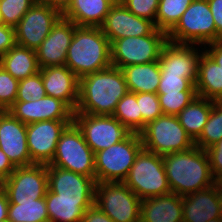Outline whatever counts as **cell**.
Here are the masks:
<instances>
[{
    "label": "cell",
    "mask_w": 222,
    "mask_h": 222,
    "mask_svg": "<svg viewBox=\"0 0 222 222\" xmlns=\"http://www.w3.org/2000/svg\"><path fill=\"white\" fill-rule=\"evenodd\" d=\"M142 114V129L151 121L163 115L157 93H135Z\"/></svg>",
    "instance_id": "obj_38"
},
{
    "label": "cell",
    "mask_w": 222,
    "mask_h": 222,
    "mask_svg": "<svg viewBox=\"0 0 222 222\" xmlns=\"http://www.w3.org/2000/svg\"><path fill=\"white\" fill-rule=\"evenodd\" d=\"M110 8L105 0H73L63 17L76 26L100 27Z\"/></svg>",
    "instance_id": "obj_25"
},
{
    "label": "cell",
    "mask_w": 222,
    "mask_h": 222,
    "mask_svg": "<svg viewBox=\"0 0 222 222\" xmlns=\"http://www.w3.org/2000/svg\"><path fill=\"white\" fill-rule=\"evenodd\" d=\"M206 45H208V47ZM206 45L201 49H205L204 51L222 68V39Z\"/></svg>",
    "instance_id": "obj_45"
},
{
    "label": "cell",
    "mask_w": 222,
    "mask_h": 222,
    "mask_svg": "<svg viewBox=\"0 0 222 222\" xmlns=\"http://www.w3.org/2000/svg\"><path fill=\"white\" fill-rule=\"evenodd\" d=\"M143 149L164 156L195 146L175 115H161L139 132Z\"/></svg>",
    "instance_id": "obj_5"
},
{
    "label": "cell",
    "mask_w": 222,
    "mask_h": 222,
    "mask_svg": "<svg viewBox=\"0 0 222 222\" xmlns=\"http://www.w3.org/2000/svg\"><path fill=\"white\" fill-rule=\"evenodd\" d=\"M216 27V41L222 39V0H207Z\"/></svg>",
    "instance_id": "obj_43"
},
{
    "label": "cell",
    "mask_w": 222,
    "mask_h": 222,
    "mask_svg": "<svg viewBox=\"0 0 222 222\" xmlns=\"http://www.w3.org/2000/svg\"><path fill=\"white\" fill-rule=\"evenodd\" d=\"M222 139V104L213 100V108L195 146L206 150Z\"/></svg>",
    "instance_id": "obj_33"
},
{
    "label": "cell",
    "mask_w": 222,
    "mask_h": 222,
    "mask_svg": "<svg viewBox=\"0 0 222 222\" xmlns=\"http://www.w3.org/2000/svg\"><path fill=\"white\" fill-rule=\"evenodd\" d=\"M16 45L15 28L0 25V58Z\"/></svg>",
    "instance_id": "obj_42"
},
{
    "label": "cell",
    "mask_w": 222,
    "mask_h": 222,
    "mask_svg": "<svg viewBox=\"0 0 222 222\" xmlns=\"http://www.w3.org/2000/svg\"><path fill=\"white\" fill-rule=\"evenodd\" d=\"M46 94L64 101L74 112L79 99V78L65 65L40 68Z\"/></svg>",
    "instance_id": "obj_22"
},
{
    "label": "cell",
    "mask_w": 222,
    "mask_h": 222,
    "mask_svg": "<svg viewBox=\"0 0 222 222\" xmlns=\"http://www.w3.org/2000/svg\"><path fill=\"white\" fill-rule=\"evenodd\" d=\"M0 149L15 167L35 164L29 155L26 124L0 111Z\"/></svg>",
    "instance_id": "obj_18"
},
{
    "label": "cell",
    "mask_w": 222,
    "mask_h": 222,
    "mask_svg": "<svg viewBox=\"0 0 222 222\" xmlns=\"http://www.w3.org/2000/svg\"><path fill=\"white\" fill-rule=\"evenodd\" d=\"M128 92L132 93H157L161 69L159 61L136 64L123 67Z\"/></svg>",
    "instance_id": "obj_24"
},
{
    "label": "cell",
    "mask_w": 222,
    "mask_h": 222,
    "mask_svg": "<svg viewBox=\"0 0 222 222\" xmlns=\"http://www.w3.org/2000/svg\"><path fill=\"white\" fill-rule=\"evenodd\" d=\"M46 95L47 94L43 86L42 75L40 72L31 77L19 80L16 101H36Z\"/></svg>",
    "instance_id": "obj_36"
},
{
    "label": "cell",
    "mask_w": 222,
    "mask_h": 222,
    "mask_svg": "<svg viewBox=\"0 0 222 222\" xmlns=\"http://www.w3.org/2000/svg\"><path fill=\"white\" fill-rule=\"evenodd\" d=\"M160 0H123V5L137 17L148 19L155 23Z\"/></svg>",
    "instance_id": "obj_40"
},
{
    "label": "cell",
    "mask_w": 222,
    "mask_h": 222,
    "mask_svg": "<svg viewBox=\"0 0 222 222\" xmlns=\"http://www.w3.org/2000/svg\"><path fill=\"white\" fill-rule=\"evenodd\" d=\"M182 91H196L195 85L182 75L161 74L157 94H173Z\"/></svg>",
    "instance_id": "obj_39"
},
{
    "label": "cell",
    "mask_w": 222,
    "mask_h": 222,
    "mask_svg": "<svg viewBox=\"0 0 222 222\" xmlns=\"http://www.w3.org/2000/svg\"><path fill=\"white\" fill-rule=\"evenodd\" d=\"M128 92L123 71L109 67L79 79V99L74 113L113 115Z\"/></svg>",
    "instance_id": "obj_1"
},
{
    "label": "cell",
    "mask_w": 222,
    "mask_h": 222,
    "mask_svg": "<svg viewBox=\"0 0 222 222\" xmlns=\"http://www.w3.org/2000/svg\"><path fill=\"white\" fill-rule=\"evenodd\" d=\"M76 25L63 16L53 26L48 36L36 49L40 68L65 65Z\"/></svg>",
    "instance_id": "obj_20"
},
{
    "label": "cell",
    "mask_w": 222,
    "mask_h": 222,
    "mask_svg": "<svg viewBox=\"0 0 222 222\" xmlns=\"http://www.w3.org/2000/svg\"><path fill=\"white\" fill-rule=\"evenodd\" d=\"M112 116L131 132L139 133L142 130V114L139 113V103L135 93L127 92L117 103Z\"/></svg>",
    "instance_id": "obj_32"
},
{
    "label": "cell",
    "mask_w": 222,
    "mask_h": 222,
    "mask_svg": "<svg viewBox=\"0 0 222 222\" xmlns=\"http://www.w3.org/2000/svg\"><path fill=\"white\" fill-rule=\"evenodd\" d=\"M7 111L24 124L74 119V111L64 101L48 95L36 101H15Z\"/></svg>",
    "instance_id": "obj_17"
},
{
    "label": "cell",
    "mask_w": 222,
    "mask_h": 222,
    "mask_svg": "<svg viewBox=\"0 0 222 222\" xmlns=\"http://www.w3.org/2000/svg\"><path fill=\"white\" fill-rule=\"evenodd\" d=\"M168 42L167 33L156 29L141 37H124L110 44L111 64L123 67L158 61L163 46Z\"/></svg>",
    "instance_id": "obj_9"
},
{
    "label": "cell",
    "mask_w": 222,
    "mask_h": 222,
    "mask_svg": "<svg viewBox=\"0 0 222 222\" xmlns=\"http://www.w3.org/2000/svg\"><path fill=\"white\" fill-rule=\"evenodd\" d=\"M140 222H183L182 196L171 192L143 199Z\"/></svg>",
    "instance_id": "obj_23"
},
{
    "label": "cell",
    "mask_w": 222,
    "mask_h": 222,
    "mask_svg": "<svg viewBox=\"0 0 222 222\" xmlns=\"http://www.w3.org/2000/svg\"><path fill=\"white\" fill-rule=\"evenodd\" d=\"M141 200L171 193L162 156L142 149L123 181Z\"/></svg>",
    "instance_id": "obj_6"
},
{
    "label": "cell",
    "mask_w": 222,
    "mask_h": 222,
    "mask_svg": "<svg viewBox=\"0 0 222 222\" xmlns=\"http://www.w3.org/2000/svg\"><path fill=\"white\" fill-rule=\"evenodd\" d=\"M217 102H219L220 104H222V95H221V97L217 100Z\"/></svg>",
    "instance_id": "obj_52"
},
{
    "label": "cell",
    "mask_w": 222,
    "mask_h": 222,
    "mask_svg": "<svg viewBox=\"0 0 222 222\" xmlns=\"http://www.w3.org/2000/svg\"><path fill=\"white\" fill-rule=\"evenodd\" d=\"M171 192L179 196L195 193L215 184L206 150L192 147L162 156Z\"/></svg>",
    "instance_id": "obj_2"
},
{
    "label": "cell",
    "mask_w": 222,
    "mask_h": 222,
    "mask_svg": "<svg viewBox=\"0 0 222 222\" xmlns=\"http://www.w3.org/2000/svg\"><path fill=\"white\" fill-rule=\"evenodd\" d=\"M81 222H114L96 204L89 207L83 215Z\"/></svg>",
    "instance_id": "obj_44"
},
{
    "label": "cell",
    "mask_w": 222,
    "mask_h": 222,
    "mask_svg": "<svg viewBox=\"0 0 222 222\" xmlns=\"http://www.w3.org/2000/svg\"><path fill=\"white\" fill-rule=\"evenodd\" d=\"M0 222H11V221L8 220V219H5V220H2V221H0Z\"/></svg>",
    "instance_id": "obj_53"
},
{
    "label": "cell",
    "mask_w": 222,
    "mask_h": 222,
    "mask_svg": "<svg viewBox=\"0 0 222 222\" xmlns=\"http://www.w3.org/2000/svg\"><path fill=\"white\" fill-rule=\"evenodd\" d=\"M73 122L94 154L119 143L132 133L112 115L74 113Z\"/></svg>",
    "instance_id": "obj_11"
},
{
    "label": "cell",
    "mask_w": 222,
    "mask_h": 222,
    "mask_svg": "<svg viewBox=\"0 0 222 222\" xmlns=\"http://www.w3.org/2000/svg\"><path fill=\"white\" fill-rule=\"evenodd\" d=\"M65 66L79 79L112 66L110 42L100 27H75Z\"/></svg>",
    "instance_id": "obj_3"
},
{
    "label": "cell",
    "mask_w": 222,
    "mask_h": 222,
    "mask_svg": "<svg viewBox=\"0 0 222 222\" xmlns=\"http://www.w3.org/2000/svg\"><path fill=\"white\" fill-rule=\"evenodd\" d=\"M19 80L0 65V111H7L16 101Z\"/></svg>",
    "instance_id": "obj_37"
},
{
    "label": "cell",
    "mask_w": 222,
    "mask_h": 222,
    "mask_svg": "<svg viewBox=\"0 0 222 222\" xmlns=\"http://www.w3.org/2000/svg\"><path fill=\"white\" fill-rule=\"evenodd\" d=\"M38 0H0L2 24L16 27L22 17Z\"/></svg>",
    "instance_id": "obj_34"
},
{
    "label": "cell",
    "mask_w": 222,
    "mask_h": 222,
    "mask_svg": "<svg viewBox=\"0 0 222 222\" xmlns=\"http://www.w3.org/2000/svg\"><path fill=\"white\" fill-rule=\"evenodd\" d=\"M48 189L58 200L95 201L96 180L73 171L47 165Z\"/></svg>",
    "instance_id": "obj_15"
},
{
    "label": "cell",
    "mask_w": 222,
    "mask_h": 222,
    "mask_svg": "<svg viewBox=\"0 0 222 222\" xmlns=\"http://www.w3.org/2000/svg\"><path fill=\"white\" fill-rule=\"evenodd\" d=\"M94 152L73 122L61 133L52 161L47 164L95 179Z\"/></svg>",
    "instance_id": "obj_8"
},
{
    "label": "cell",
    "mask_w": 222,
    "mask_h": 222,
    "mask_svg": "<svg viewBox=\"0 0 222 222\" xmlns=\"http://www.w3.org/2000/svg\"><path fill=\"white\" fill-rule=\"evenodd\" d=\"M196 44L167 42L161 51L159 66L161 74L182 75L196 84L199 59L204 50L198 52Z\"/></svg>",
    "instance_id": "obj_19"
},
{
    "label": "cell",
    "mask_w": 222,
    "mask_h": 222,
    "mask_svg": "<svg viewBox=\"0 0 222 222\" xmlns=\"http://www.w3.org/2000/svg\"><path fill=\"white\" fill-rule=\"evenodd\" d=\"M215 185L222 192V173L215 178Z\"/></svg>",
    "instance_id": "obj_49"
},
{
    "label": "cell",
    "mask_w": 222,
    "mask_h": 222,
    "mask_svg": "<svg viewBox=\"0 0 222 222\" xmlns=\"http://www.w3.org/2000/svg\"><path fill=\"white\" fill-rule=\"evenodd\" d=\"M9 202H34L45 198L48 189L46 164L16 167L8 178L1 182Z\"/></svg>",
    "instance_id": "obj_12"
},
{
    "label": "cell",
    "mask_w": 222,
    "mask_h": 222,
    "mask_svg": "<svg viewBox=\"0 0 222 222\" xmlns=\"http://www.w3.org/2000/svg\"><path fill=\"white\" fill-rule=\"evenodd\" d=\"M15 168L6 154L0 149V182L8 178Z\"/></svg>",
    "instance_id": "obj_46"
},
{
    "label": "cell",
    "mask_w": 222,
    "mask_h": 222,
    "mask_svg": "<svg viewBox=\"0 0 222 222\" xmlns=\"http://www.w3.org/2000/svg\"><path fill=\"white\" fill-rule=\"evenodd\" d=\"M52 8L59 10L62 14L68 9L73 0H39Z\"/></svg>",
    "instance_id": "obj_47"
},
{
    "label": "cell",
    "mask_w": 222,
    "mask_h": 222,
    "mask_svg": "<svg viewBox=\"0 0 222 222\" xmlns=\"http://www.w3.org/2000/svg\"><path fill=\"white\" fill-rule=\"evenodd\" d=\"M177 44L206 45L216 41V27L207 0H193L176 26L167 34Z\"/></svg>",
    "instance_id": "obj_7"
},
{
    "label": "cell",
    "mask_w": 222,
    "mask_h": 222,
    "mask_svg": "<svg viewBox=\"0 0 222 222\" xmlns=\"http://www.w3.org/2000/svg\"><path fill=\"white\" fill-rule=\"evenodd\" d=\"M45 201L50 222H81L84 212L95 204V201L58 200L57 194L49 189Z\"/></svg>",
    "instance_id": "obj_29"
},
{
    "label": "cell",
    "mask_w": 222,
    "mask_h": 222,
    "mask_svg": "<svg viewBox=\"0 0 222 222\" xmlns=\"http://www.w3.org/2000/svg\"><path fill=\"white\" fill-rule=\"evenodd\" d=\"M197 96V91H182L173 94H158L164 115L177 116Z\"/></svg>",
    "instance_id": "obj_35"
},
{
    "label": "cell",
    "mask_w": 222,
    "mask_h": 222,
    "mask_svg": "<svg viewBox=\"0 0 222 222\" xmlns=\"http://www.w3.org/2000/svg\"><path fill=\"white\" fill-rule=\"evenodd\" d=\"M197 95L217 101L222 95V68L205 51L198 63Z\"/></svg>",
    "instance_id": "obj_26"
},
{
    "label": "cell",
    "mask_w": 222,
    "mask_h": 222,
    "mask_svg": "<svg viewBox=\"0 0 222 222\" xmlns=\"http://www.w3.org/2000/svg\"><path fill=\"white\" fill-rule=\"evenodd\" d=\"M193 0H160L156 14V28L169 33L179 22Z\"/></svg>",
    "instance_id": "obj_31"
},
{
    "label": "cell",
    "mask_w": 222,
    "mask_h": 222,
    "mask_svg": "<svg viewBox=\"0 0 222 222\" xmlns=\"http://www.w3.org/2000/svg\"><path fill=\"white\" fill-rule=\"evenodd\" d=\"M141 201L124 182H96L95 204L114 222H140Z\"/></svg>",
    "instance_id": "obj_10"
},
{
    "label": "cell",
    "mask_w": 222,
    "mask_h": 222,
    "mask_svg": "<svg viewBox=\"0 0 222 222\" xmlns=\"http://www.w3.org/2000/svg\"><path fill=\"white\" fill-rule=\"evenodd\" d=\"M0 65L17 80L31 77L40 71L36 50L18 44L0 58Z\"/></svg>",
    "instance_id": "obj_27"
},
{
    "label": "cell",
    "mask_w": 222,
    "mask_h": 222,
    "mask_svg": "<svg viewBox=\"0 0 222 222\" xmlns=\"http://www.w3.org/2000/svg\"><path fill=\"white\" fill-rule=\"evenodd\" d=\"M142 149L139 133L132 132L119 143L95 153L96 182H123Z\"/></svg>",
    "instance_id": "obj_4"
},
{
    "label": "cell",
    "mask_w": 222,
    "mask_h": 222,
    "mask_svg": "<svg viewBox=\"0 0 222 222\" xmlns=\"http://www.w3.org/2000/svg\"><path fill=\"white\" fill-rule=\"evenodd\" d=\"M105 1L109 3L111 6L123 4V0H105Z\"/></svg>",
    "instance_id": "obj_50"
},
{
    "label": "cell",
    "mask_w": 222,
    "mask_h": 222,
    "mask_svg": "<svg viewBox=\"0 0 222 222\" xmlns=\"http://www.w3.org/2000/svg\"><path fill=\"white\" fill-rule=\"evenodd\" d=\"M9 201L6 192L0 188V221L7 219Z\"/></svg>",
    "instance_id": "obj_48"
},
{
    "label": "cell",
    "mask_w": 222,
    "mask_h": 222,
    "mask_svg": "<svg viewBox=\"0 0 222 222\" xmlns=\"http://www.w3.org/2000/svg\"><path fill=\"white\" fill-rule=\"evenodd\" d=\"M208 222H222V217H217V218L211 219Z\"/></svg>",
    "instance_id": "obj_51"
},
{
    "label": "cell",
    "mask_w": 222,
    "mask_h": 222,
    "mask_svg": "<svg viewBox=\"0 0 222 222\" xmlns=\"http://www.w3.org/2000/svg\"><path fill=\"white\" fill-rule=\"evenodd\" d=\"M7 219L11 222L49 221L45 198L34 202H9Z\"/></svg>",
    "instance_id": "obj_30"
},
{
    "label": "cell",
    "mask_w": 222,
    "mask_h": 222,
    "mask_svg": "<svg viewBox=\"0 0 222 222\" xmlns=\"http://www.w3.org/2000/svg\"><path fill=\"white\" fill-rule=\"evenodd\" d=\"M183 222H208L222 217V192L214 184L182 196Z\"/></svg>",
    "instance_id": "obj_21"
},
{
    "label": "cell",
    "mask_w": 222,
    "mask_h": 222,
    "mask_svg": "<svg viewBox=\"0 0 222 222\" xmlns=\"http://www.w3.org/2000/svg\"><path fill=\"white\" fill-rule=\"evenodd\" d=\"M73 120H45L26 124L28 152L35 164H49L65 128Z\"/></svg>",
    "instance_id": "obj_14"
},
{
    "label": "cell",
    "mask_w": 222,
    "mask_h": 222,
    "mask_svg": "<svg viewBox=\"0 0 222 222\" xmlns=\"http://www.w3.org/2000/svg\"><path fill=\"white\" fill-rule=\"evenodd\" d=\"M213 108V100L196 96L177 118L187 134L195 141L201 134Z\"/></svg>",
    "instance_id": "obj_28"
},
{
    "label": "cell",
    "mask_w": 222,
    "mask_h": 222,
    "mask_svg": "<svg viewBox=\"0 0 222 222\" xmlns=\"http://www.w3.org/2000/svg\"><path fill=\"white\" fill-rule=\"evenodd\" d=\"M213 177L222 173V139L206 149Z\"/></svg>",
    "instance_id": "obj_41"
},
{
    "label": "cell",
    "mask_w": 222,
    "mask_h": 222,
    "mask_svg": "<svg viewBox=\"0 0 222 222\" xmlns=\"http://www.w3.org/2000/svg\"><path fill=\"white\" fill-rule=\"evenodd\" d=\"M62 16L38 0L15 27L16 44L36 50Z\"/></svg>",
    "instance_id": "obj_13"
},
{
    "label": "cell",
    "mask_w": 222,
    "mask_h": 222,
    "mask_svg": "<svg viewBox=\"0 0 222 222\" xmlns=\"http://www.w3.org/2000/svg\"><path fill=\"white\" fill-rule=\"evenodd\" d=\"M100 28L110 44L124 37L149 35L157 29L154 22L137 17L123 4L111 6Z\"/></svg>",
    "instance_id": "obj_16"
}]
</instances>
